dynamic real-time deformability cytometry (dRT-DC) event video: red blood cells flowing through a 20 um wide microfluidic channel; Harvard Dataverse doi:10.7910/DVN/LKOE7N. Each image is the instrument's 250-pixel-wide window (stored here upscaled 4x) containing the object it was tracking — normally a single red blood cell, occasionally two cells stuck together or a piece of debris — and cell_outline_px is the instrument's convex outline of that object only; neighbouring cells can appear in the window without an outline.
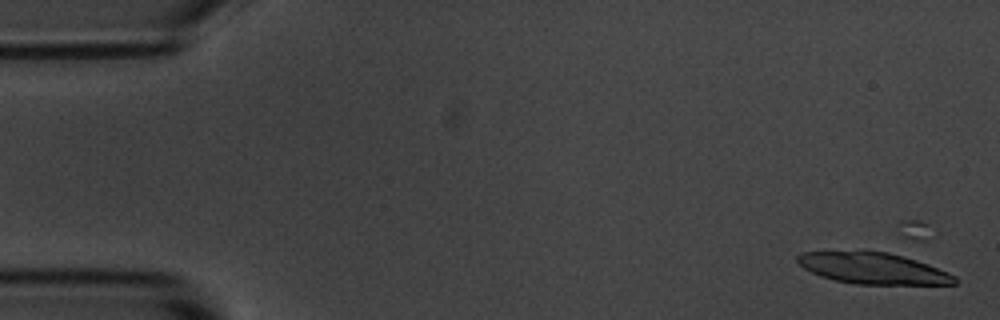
{"species": "common noctule bat (a hibernating species)", "species_latin": "Nyctalus noctula", "temperature_condition": "room temperature", "stored_images_in_passage": 57, "camera_frame_rate_fps": 3000, "um_per_image_px": 0.085, "animal": {"sex": "male", "body_mass_g": 20.1, "forearm_length_mm": 53.5}, "frame": {"image": 1, "passage_image": 3, "time_ms": 0.667, "image_size_px": [1000, 320], "cell_outline_px": [[960, 280], [956, 284], [856, 284], [836, 280], [820, 276], [804, 268], [796, 260], [796, 256], [800, 252], [860, 248], [888, 252], [904, 256], [928, 264], [948, 272], [956, 276]], "centroid_in_image_um": [74.16, 22.75], "position_along_channel_um": 10.8, "area_um2": 29.59}}